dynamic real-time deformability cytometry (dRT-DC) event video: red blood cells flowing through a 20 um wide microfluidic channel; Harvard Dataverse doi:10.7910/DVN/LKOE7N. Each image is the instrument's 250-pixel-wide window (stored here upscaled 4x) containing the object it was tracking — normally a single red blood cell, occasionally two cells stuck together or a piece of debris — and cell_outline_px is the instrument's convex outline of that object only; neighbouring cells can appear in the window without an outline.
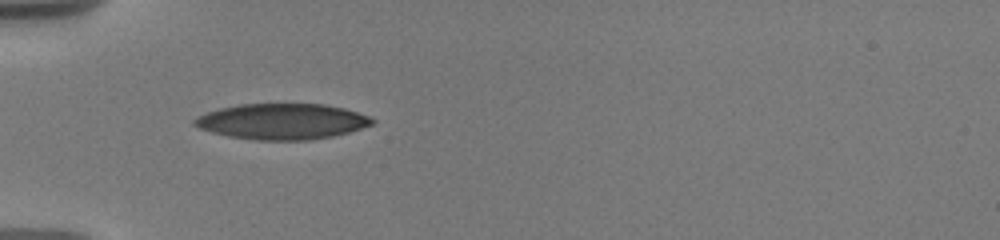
{"species": "human", "species_latin": "Homo sapiens", "temperature_condition": "warm", "stored_images_in_passage": 22, "camera_frame_rate_fps": 3000, "um_per_image_px": 0.085, "donor": {"sex": "male"}, "frame": {"image": 1, "passage_image": 1, "time_ms": 0.0, "image_size_px": [1000, 240], "cell_outline_px": [[376, 120], [372, 124], [348, 132], [332, 136], [308, 140], [256, 140], [228, 136], [212, 132], [200, 128], [192, 124], [192, 120], [196, 116], [220, 108], [240, 104], [324, 104], [344, 108], [372, 116]], "centroid_in_image_um": [23.97, 10.32], "position_along_channel_um": 61.0, "area_um2": 37.05}}
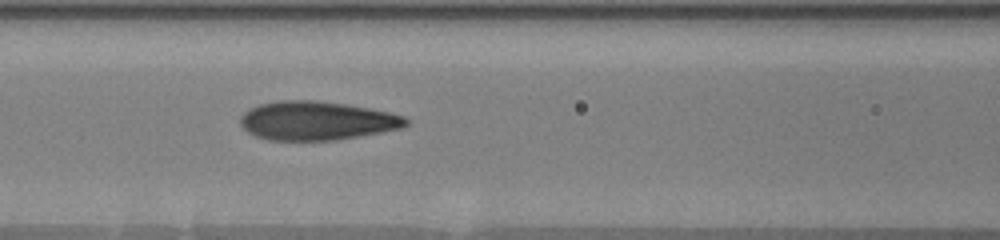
{"frame": {"image": 2, "passage_image": 13, "time_ms": 2.333, "image_size_px": [1000, 240], "cell_outline_px": [[408, 124], [400, 128], [380, 132], [332, 140], [268, 140], [256, 136], [248, 132], [240, 124], [240, 116], [244, 112], [260, 104], [280, 100], [316, 100], [344, 104], [368, 108], [388, 112], [404, 116], [408, 120]], "centroid_in_image_um": [26.89, 10.25], "position_along_channel_um": 139.7, "area_um2": 37.05}}
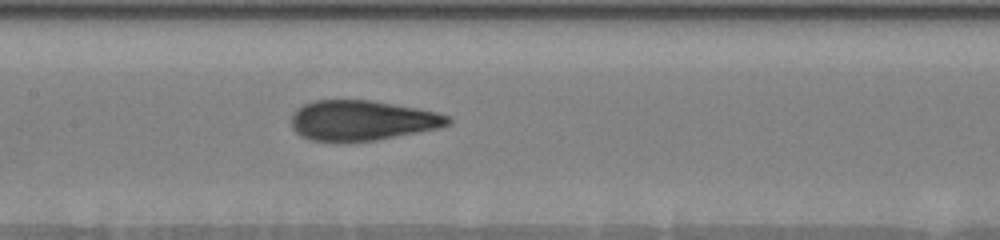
{"frame": {"image": 3, "passage_image": 19, "time_ms": 3.333, "image_size_px": [1000, 240], "cell_outline_px": [[452, 124], [440, 128], [376, 140], [312, 140], [300, 136], [292, 128], [292, 112], [296, 108], [304, 104], [316, 100], [372, 100], [416, 108], [436, 112], [448, 116], [452, 120]], "centroid_in_image_um": [30.79, 10.22], "position_along_channel_um": 176.6, "area_um2": 36.36}}